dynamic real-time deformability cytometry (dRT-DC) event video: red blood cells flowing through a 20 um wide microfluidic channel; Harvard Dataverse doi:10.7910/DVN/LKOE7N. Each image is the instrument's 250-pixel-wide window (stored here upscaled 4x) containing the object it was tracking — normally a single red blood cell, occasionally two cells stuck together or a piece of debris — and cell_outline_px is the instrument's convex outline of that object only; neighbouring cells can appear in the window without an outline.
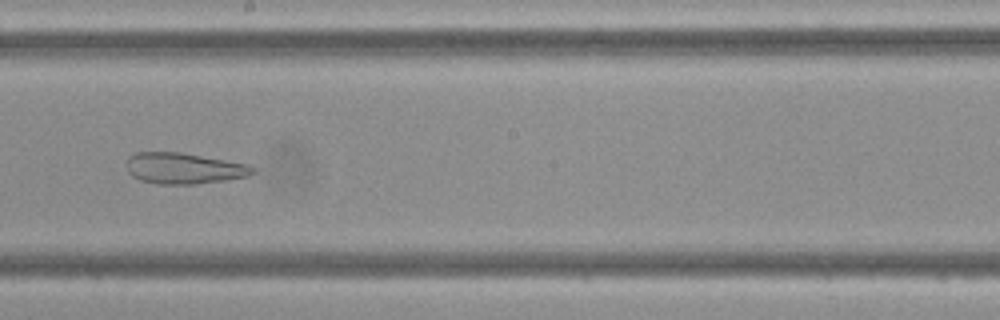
{"species": "Egyptian fruit bat (a non-hibernating species)", "species_latin": "Rousettus aegyptiacus", "temperature_condition": "cold", "stored_images_in_passage": 45, "camera_frame_rate_fps": 3000, "um_per_image_px": 0.085, "frame": {"image": 1, "passage_image": 24, "time_ms": 7.667, "image_size_px": [1000, 320], "cell_outline_px": [[256, 172], [248, 176], [224, 180], [196, 184], [156, 184], [140, 180], [132, 176], [128, 172], [128, 156], [136, 152], [180, 152], [248, 164], [256, 168]], "centroid_in_image_um": [15.64, 14.31], "position_along_channel_um": 232.6, "area_um2": 22.83}}
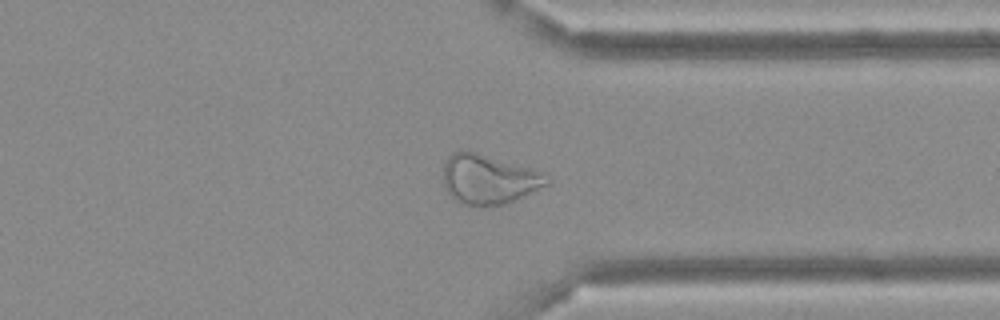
{"frame": {"image": 2, "passage_image": 34, "time_ms": 11.0, "image_size_px": [1000, 320], "cell_outline_px": [[552, 180], [548, 184], [504, 204], [460, 204], [448, 192], [444, 184], [444, 164], [448, 156], [452, 152], [476, 152], [540, 172]], "centroid_in_image_um": [41.51, 15.23], "position_along_channel_um": 369.9, "area_um2": 28.78}}
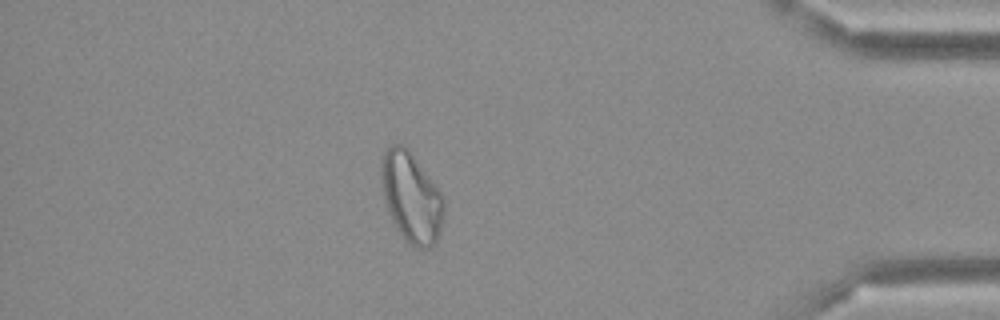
{"frame": {"image": 3, "passage_image": 39, "time_ms": 12.667, "image_size_px": [1000, 320], "cell_outline_px": [[444, 216], [440, 232], [436, 240], [428, 248], [416, 248], [396, 228], [388, 212], [380, 184], [380, 168], [384, 152], [392, 144], [404, 144], [408, 148], [444, 196]], "centroid_in_image_um": [34.95, 16.73], "position_along_channel_um": 400.2, "area_um2": 32.83}}